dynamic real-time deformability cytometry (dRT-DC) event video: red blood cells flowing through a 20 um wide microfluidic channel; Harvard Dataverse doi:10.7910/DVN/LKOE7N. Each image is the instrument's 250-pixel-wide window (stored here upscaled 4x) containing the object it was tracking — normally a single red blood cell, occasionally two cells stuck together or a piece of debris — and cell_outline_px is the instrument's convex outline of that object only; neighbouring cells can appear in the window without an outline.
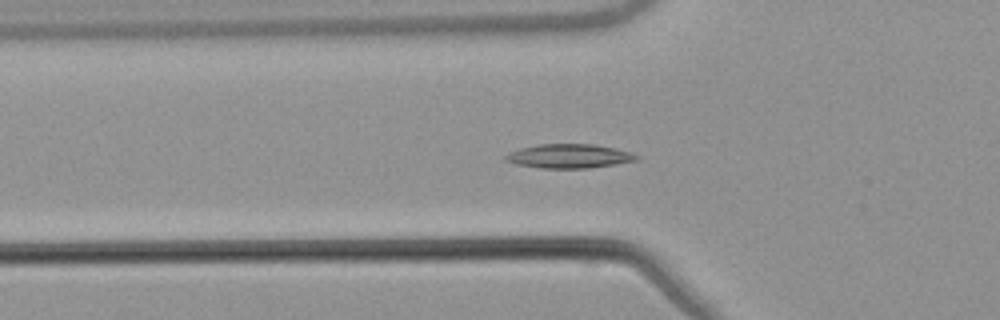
{"species": "common noctule bat (a hibernating species)", "species_latin": "Nyctalus noctula", "temperature_condition": "warm", "stored_images_in_passage": 48, "camera_frame_rate_fps": 3000, "um_per_image_px": 0.085, "animal": {"sex": "male", "body_mass_g": 21.5, "forearm_length_mm": 52.0}, "frame": {"image": 1, "passage_image": 12, "time_ms": 3.667, "image_size_px": [1000, 320], "cell_outline_px": [[640, 156], [636, 160], [616, 164], [588, 168], [540, 168], [516, 164], [504, 160], [504, 156], [520, 148], [540, 144], [592, 144], [612, 148], [628, 152]], "centroid_in_image_um": [48.34, 13.27], "position_along_channel_um": 77.5, "area_um2": 18.09}}
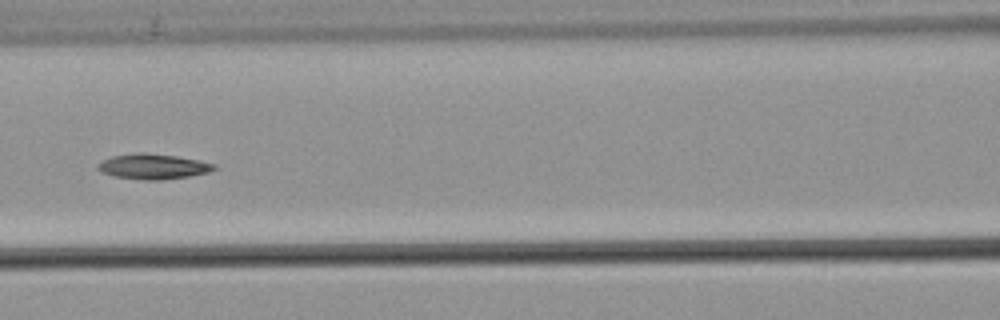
{"frame": {"image": 2, "passage_image": 18, "time_ms": 5.667, "image_size_px": [1000, 320], "cell_outline_px": [[216, 168], [208, 172], [188, 176], [164, 180], [144, 180], [112, 176], [100, 172], [96, 168], [96, 164], [112, 156], [136, 152], [144, 152], [176, 156], [200, 160], [216, 164]], "centroid_in_image_um": [12.98, 14.15], "position_along_channel_um": 153.6, "area_um2": 17.28}}
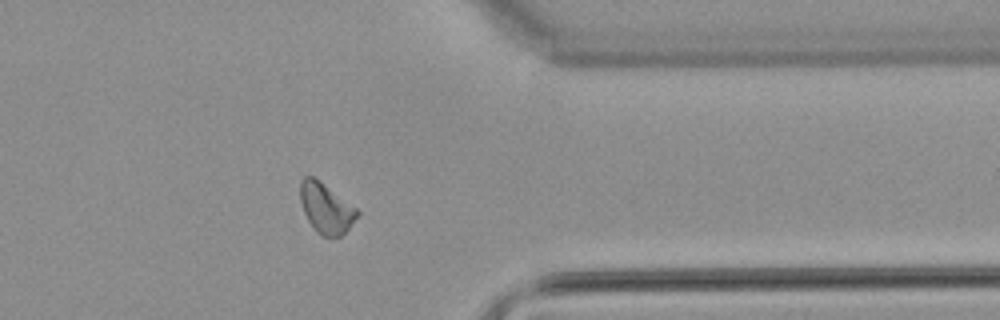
{"frame": {"image": 3, "passage_image": 37, "time_ms": 12.0, "image_size_px": [1000, 320], "cell_outline_px": [[360, 212], [348, 228], [340, 236], [324, 236], [316, 232], [308, 220], [304, 212], [300, 200], [300, 180], [304, 176], [312, 176], [356, 208]], "centroid_in_image_um": [27.67, 17.7], "position_along_channel_um": 383.7, "area_um2": 16.13}, "authors_computed_cell_mechanics": {"area_um2": 16.6175, "velocity_mm_per_s": 3.7924, "shape_relaxation_time_tau1_ms": 7.1848, "shape_relaxation_time_tau2_ms": null, "deformation_change_tau1": 0.1336, "deformation_change_tau2": null}}